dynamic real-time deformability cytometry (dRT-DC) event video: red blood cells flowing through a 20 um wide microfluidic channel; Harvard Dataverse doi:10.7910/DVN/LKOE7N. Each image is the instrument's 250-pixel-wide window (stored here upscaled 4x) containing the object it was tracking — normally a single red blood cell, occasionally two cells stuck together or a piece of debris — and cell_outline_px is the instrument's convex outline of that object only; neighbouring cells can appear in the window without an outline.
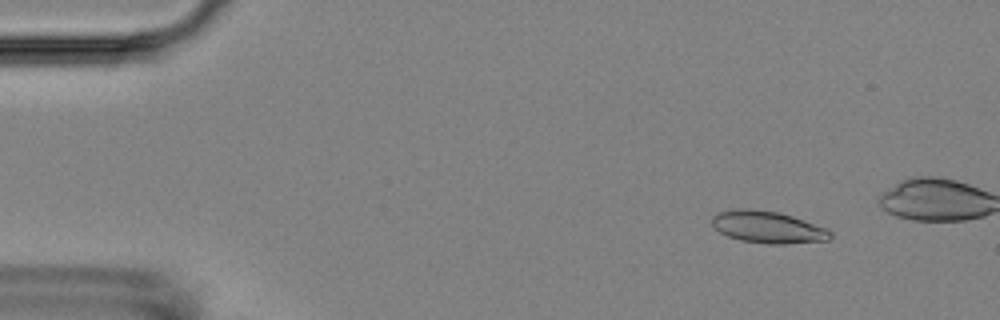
{"species": "Egyptian fruit bat (a non-hibernating species)", "species_latin": "Rousettus aegyptiacus", "temperature_condition": "room temperature", "stored_images_in_passage": 6, "camera_frame_rate_fps": 3000, "um_per_image_px": 0.085, "animal": {"sex": "female"}, "frame": {"image": 1, "passage_image": 2, "time_ms": 1.333, "image_size_px": [1000, 320], "cell_outline_px": [[832, 236], [828, 240], [784, 244], [768, 244], [740, 240], [728, 236], [720, 232], [712, 224], [712, 216], [716, 212], [732, 208], [752, 208], [780, 212], [828, 228], [832, 232]], "centroid_in_image_um": [65.25, 19.28], "position_along_channel_um": 19.7, "area_um2": 22.37}}